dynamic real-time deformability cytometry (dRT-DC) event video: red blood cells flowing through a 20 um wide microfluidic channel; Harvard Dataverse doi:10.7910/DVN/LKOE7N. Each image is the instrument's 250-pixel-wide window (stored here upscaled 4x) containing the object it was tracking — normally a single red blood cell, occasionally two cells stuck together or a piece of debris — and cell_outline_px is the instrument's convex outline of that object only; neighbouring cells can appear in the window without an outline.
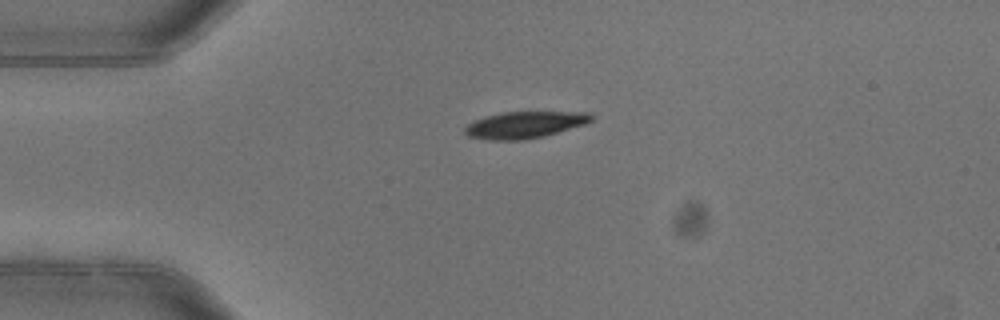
{"species": "common noctule bat (a hibernating species)", "species_latin": "Nyctalus noctula", "temperature_condition": "warm", "stored_images_in_passage": 4, "camera_frame_rate_fps": 3000, "um_per_image_px": 0.085, "animal": {"sex": "female"}, "frame": {"image": 1, "passage_image": 1, "time_ms": 0.0, "image_size_px": [1000, 320], "cell_outline_px": [[592, 120], [584, 124], [544, 136], [524, 140], [488, 140], [468, 136], [464, 132], [464, 128], [472, 120], [484, 116], [504, 112], [592, 112]], "centroid_in_image_um": [44.55, 10.61], "position_along_channel_um": 40.4, "area_um2": 19.71}}